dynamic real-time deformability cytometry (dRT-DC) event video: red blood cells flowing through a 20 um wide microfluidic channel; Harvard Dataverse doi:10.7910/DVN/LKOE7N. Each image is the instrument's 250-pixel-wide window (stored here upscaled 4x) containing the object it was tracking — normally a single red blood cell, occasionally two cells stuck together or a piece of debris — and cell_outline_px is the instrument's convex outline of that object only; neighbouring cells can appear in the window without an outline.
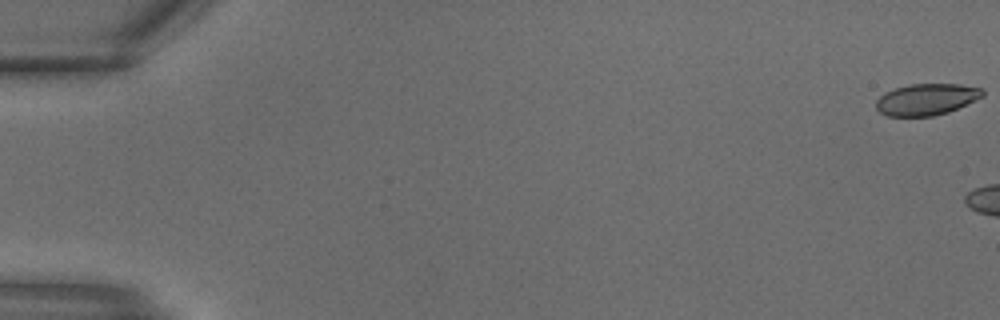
{"species": "common noctule bat (a hibernating species)", "species_latin": "Nyctalus noctula", "temperature_condition": "warm", "stored_images_in_passage": 4, "camera_frame_rate_fps": 3000, "um_per_image_px": 0.085, "animal": {"sex": "male", "body_mass_g": 18.8}, "frame": {"image": 1, "passage_image": 1, "time_ms": 0.0, "image_size_px": [1000, 320], "cell_outline_px": [[984, 96], [948, 112], [932, 116], [888, 116], [880, 112], [876, 108], [876, 100], [884, 92], [908, 84], [960, 84], [984, 88]], "centroid_in_image_um": [78.76, 8.44], "position_along_channel_um": 6.2, "area_um2": 19.59}}